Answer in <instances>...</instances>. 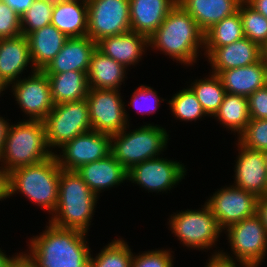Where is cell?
I'll use <instances>...</instances> for the list:
<instances>
[{"label": "cell", "mask_w": 267, "mask_h": 267, "mask_svg": "<svg viewBox=\"0 0 267 267\" xmlns=\"http://www.w3.org/2000/svg\"><path fill=\"white\" fill-rule=\"evenodd\" d=\"M237 140L249 149L267 153V119H250Z\"/></svg>", "instance_id": "d590c367"}, {"label": "cell", "mask_w": 267, "mask_h": 267, "mask_svg": "<svg viewBox=\"0 0 267 267\" xmlns=\"http://www.w3.org/2000/svg\"><path fill=\"white\" fill-rule=\"evenodd\" d=\"M22 121L9 125L0 155V164L9 172L42 162L54 155L47 144L43 121Z\"/></svg>", "instance_id": "5b68a950"}, {"label": "cell", "mask_w": 267, "mask_h": 267, "mask_svg": "<svg viewBox=\"0 0 267 267\" xmlns=\"http://www.w3.org/2000/svg\"><path fill=\"white\" fill-rule=\"evenodd\" d=\"M168 104L175 118L181 121L192 122L208 116L189 87L176 92Z\"/></svg>", "instance_id": "d6a6232c"}, {"label": "cell", "mask_w": 267, "mask_h": 267, "mask_svg": "<svg viewBox=\"0 0 267 267\" xmlns=\"http://www.w3.org/2000/svg\"><path fill=\"white\" fill-rule=\"evenodd\" d=\"M131 31L148 38L159 28L177 0H129Z\"/></svg>", "instance_id": "7402d4cb"}, {"label": "cell", "mask_w": 267, "mask_h": 267, "mask_svg": "<svg viewBox=\"0 0 267 267\" xmlns=\"http://www.w3.org/2000/svg\"><path fill=\"white\" fill-rule=\"evenodd\" d=\"M20 17L31 7L34 0H2Z\"/></svg>", "instance_id": "b9f144b4"}, {"label": "cell", "mask_w": 267, "mask_h": 267, "mask_svg": "<svg viewBox=\"0 0 267 267\" xmlns=\"http://www.w3.org/2000/svg\"><path fill=\"white\" fill-rule=\"evenodd\" d=\"M261 59L267 66V42L261 46Z\"/></svg>", "instance_id": "f907efd6"}, {"label": "cell", "mask_w": 267, "mask_h": 267, "mask_svg": "<svg viewBox=\"0 0 267 267\" xmlns=\"http://www.w3.org/2000/svg\"><path fill=\"white\" fill-rule=\"evenodd\" d=\"M210 75L207 78L195 79L189 88L196 95L208 117L213 118L223 102L226 91L220 78L212 73Z\"/></svg>", "instance_id": "4dcf8cb0"}, {"label": "cell", "mask_w": 267, "mask_h": 267, "mask_svg": "<svg viewBox=\"0 0 267 267\" xmlns=\"http://www.w3.org/2000/svg\"><path fill=\"white\" fill-rule=\"evenodd\" d=\"M233 185L253 193L258 198L267 195V153L253 150L242 145L238 140Z\"/></svg>", "instance_id": "2e32d148"}, {"label": "cell", "mask_w": 267, "mask_h": 267, "mask_svg": "<svg viewBox=\"0 0 267 267\" xmlns=\"http://www.w3.org/2000/svg\"><path fill=\"white\" fill-rule=\"evenodd\" d=\"M46 1L52 6H56L63 2H77V3H83V4L88 3V0H46Z\"/></svg>", "instance_id": "681fc988"}, {"label": "cell", "mask_w": 267, "mask_h": 267, "mask_svg": "<svg viewBox=\"0 0 267 267\" xmlns=\"http://www.w3.org/2000/svg\"><path fill=\"white\" fill-rule=\"evenodd\" d=\"M4 250H1L0 248V267H9L11 265V263L21 254V252L15 253L16 255L12 257H8L5 253L6 252H2Z\"/></svg>", "instance_id": "7dc6e473"}, {"label": "cell", "mask_w": 267, "mask_h": 267, "mask_svg": "<svg viewBox=\"0 0 267 267\" xmlns=\"http://www.w3.org/2000/svg\"><path fill=\"white\" fill-rule=\"evenodd\" d=\"M1 116V115H0ZM10 123L7 122V119L5 120V117H0V155L2 153V150L4 148V143L8 131Z\"/></svg>", "instance_id": "bcb514c9"}, {"label": "cell", "mask_w": 267, "mask_h": 267, "mask_svg": "<svg viewBox=\"0 0 267 267\" xmlns=\"http://www.w3.org/2000/svg\"><path fill=\"white\" fill-rule=\"evenodd\" d=\"M250 119H267V85L248 97Z\"/></svg>", "instance_id": "ab89813d"}, {"label": "cell", "mask_w": 267, "mask_h": 267, "mask_svg": "<svg viewBox=\"0 0 267 267\" xmlns=\"http://www.w3.org/2000/svg\"><path fill=\"white\" fill-rule=\"evenodd\" d=\"M128 69L96 48L87 71L88 87L92 89L120 90Z\"/></svg>", "instance_id": "484cf974"}, {"label": "cell", "mask_w": 267, "mask_h": 267, "mask_svg": "<svg viewBox=\"0 0 267 267\" xmlns=\"http://www.w3.org/2000/svg\"><path fill=\"white\" fill-rule=\"evenodd\" d=\"M238 11L241 15L244 36L260 47L267 42V18L243 0Z\"/></svg>", "instance_id": "836d02e7"}, {"label": "cell", "mask_w": 267, "mask_h": 267, "mask_svg": "<svg viewBox=\"0 0 267 267\" xmlns=\"http://www.w3.org/2000/svg\"><path fill=\"white\" fill-rule=\"evenodd\" d=\"M5 90H6V88L0 83V94L3 93V91H5Z\"/></svg>", "instance_id": "816d5d0a"}, {"label": "cell", "mask_w": 267, "mask_h": 267, "mask_svg": "<svg viewBox=\"0 0 267 267\" xmlns=\"http://www.w3.org/2000/svg\"><path fill=\"white\" fill-rule=\"evenodd\" d=\"M97 199L76 171L61 169L58 202L49 222L55 227L88 233Z\"/></svg>", "instance_id": "3957f363"}, {"label": "cell", "mask_w": 267, "mask_h": 267, "mask_svg": "<svg viewBox=\"0 0 267 267\" xmlns=\"http://www.w3.org/2000/svg\"><path fill=\"white\" fill-rule=\"evenodd\" d=\"M26 37L33 66L35 70L42 71L68 40V37L52 24L37 29Z\"/></svg>", "instance_id": "cb8c5ba5"}, {"label": "cell", "mask_w": 267, "mask_h": 267, "mask_svg": "<svg viewBox=\"0 0 267 267\" xmlns=\"http://www.w3.org/2000/svg\"><path fill=\"white\" fill-rule=\"evenodd\" d=\"M217 76L226 93L249 97L267 85V66L260 59L251 65L223 70Z\"/></svg>", "instance_id": "603a6c76"}, {"label": "cell", "mask_w": 267, "mask_h": 267, "mask_svg": "<svg viewBox=\"0 0 267 267\" xmlns=\"http://www.w3.org/2000/svg\"><path fill=\"white\" fill-rule=\"evenodd\" d=\"M10 85L19 108L29 117L27 120L43 121L53 109L50 84L44 71L36 70Z\"/></svg>", "instance_id": "9a60e30c"}, {"label": "cell", "mask_w": 267, "mask_h": 267, "mask_svg": "<svg viewBox=\"0 0 267 267\" xmlns=\"http://www.w3.org/2000/svg\"><path fill=\"white\" fill-rule=\"evenodd\" d=\"M76 172L98 197L105 189L128 182V171L111 154L81 166Z\"/></svg>", "instance_id": "44dd1931"}, {"label": "cell", "mask_w": 267, "mask_h": 267, "mask_svg": "<svg viewBox=\"0 0 267 267\" xmlns=\"http://www.w3.org/2000/svg\"><path fill=\"white\" fill-rule=\"evenodd\" d=\"M120 94V90L89 88L86 100L92 130L113 135L128 127L131 119Z\"/></svg>", "instance_id": "30bf717a"}, {"label": "cell", "mask_w": 267, "mask_h": 267, "mask_svg": "<svg viewBox=\"0 0 267 267\" xmlns=\"http://www.w3.org/2000/svg\"><path fill=\"white\" fill-rule=\"evenodd\" d=\"M10 172L1 164L0 166V201L10 198L9 193Z\"/></svg>", "instance_id": "60d3db41"}, {"label": "cell", "mask_w": 267, "mask_h": 267, "mask_svg": "<svg viewBox=\"0 0 267 267\" xmlns=\"http://www.w3.org/2000/svg\"><path fill=\"white\" fill-rule=\"evenodd\" d=\"M60 170L55 155L42 162L12 170L10 197L20 192L52 215L58 202Z\"/></svg>", "instance_id": "277c9868"}, {"label": "cell", "mask_w": 267, "mask_h": 267, "mask_svg": "<svg viewBox=\"0 0 267 267\" xmlns=\"http://www.w3.org/2000/svg\"><path fill=\"white\" fill-rule=\"evenodd\" d=\"M43 123L50 150L61 148L76 136L92 130L88 102L82 99L55 104Z\"/></svg>", "instance_id": "9c48e42d"}, {"label": "cell", "mask_w": 267, "mask_h": 267, "mask_svg": "<svg viewBox=\"0 0 267 267\" xmlns=\"http://www.w3.org/2000/svg\"><path fill=\"white\" fill-rule=\"evenodd\" d=\"M97 43L89 36L68 38L60 52L43 70L45 73L80 71L87 74Z\"/></svg>", "instance_id": "d6986e66"}, {"label": "cell", "mask_w": 267, "mask_h": 267, "mask_svg": "<svg viewBox=\"0 0 267 267\" xmlns=\"http://www.w3.org/2000/svg\"><path fill=\"white\" fill-rule=\"evenodd\" d=\"M88 31L96 43L131 31L129 0H88Z\"/></svg>", "instance_id": "8fae6325"}, {"label": "cell", "mask_w": 267, "mask_h": 267, "mask_svg": "<svg viewBox=\"0 0 267 267\" xmlns=\"http://www.w3.org/2000/svg\"><path fill=\"white\" fill-rule=\"evenodd\" d=\"M149 46L165 56L186 65H194L204 50V33L196 21L180 5L165 17L159 28L149 37Z\"/></svg>", "instance_id": "7a4b0ae2"}, {"label": "cell", "mask_w": 267, "mask_h": 267, "mask_svg": "<svg viewBox=\"0 0 267 267\" xmlns=\"http://www.w3.org/2000/svg\"><path fill=\"white\" fill-rule=\"evenodd\" d=\"M186 168L182 162L157 157L134 165L128 171V180L149 192L167 193L185 179Z\"/></svg>", "instance_id": "5bb4252c"}, {"label": "cell", "mask_w": 267, "mask_h": 267, "mask_svg": "<svg viewBox=\"0 0 267 267\" xmlns=\"http://www.w3.org/2000/svg\"><path fill=\"white\" fill-rule=\"evenodd\" d=\"M253 9L267 18V0H245Z\"/></svg>", "instance_id": "f6af8a7d"}, {"label": "cell", "mask_w": 267, "mask_h": 267, "mask_svg": "<svg viewBox=\"0 0 267 267\" xmlns=\"http://www.w3.org/2000/svg\"><path fill=\"white\" fill-rule=\"evenodd\" d=\"M20 35L21 17L0 0V38H14Z\"/></svg>", "instance_id": "f35d334b"}, {"label": "cell", "mask_w": 267, "mask_h": 267, "mask_svg": "<svg viewBox=\"0 0 267 267\" xmlns=\"http://www.w3.org/2000/svg\"><path fill=\"white\" fill-rule=\"evenodd\" d=\"M30 64L31 72L36 71L30 56L29 43L25 35L14 38H0V83L9 88L18 81ZM21 74V75H20ZM9 86V87H8Z\"/></svg>", "instance_id": "ac0fdd59"}, {"label": "cell", "mask_w": 267, "mask_h": 267, "mask_svg": "<svg viewBox=\"0 0 267 267\" xmlns=\"http://www.w3.org/2000/svg\"><path fill=\"white\" fill-rule=\"evenodd\" d=\"M213 117L239 136L250 121L248 97L226 93Z\"/></svg>", "instance_id": "f1b7e54d"}, {"label": "cell", "mask_w": 267, "mask_h": 267, "mask_svg": "<svg viewBox=\"0 0 267 267\" xmlns=\"http://www.w3.org/2000/svg\"><path fill=\"white\" fill-rule=\"evenodd\" d=\"M9 267H32L31 263L21 253Z\"/></svg>", "instance_id": "c3c4849f"}, {"label": "cell", "mask_w": 267, "mask_h": 267, "mask_svg": "<svg viewBox=\"0 0 267 267\" xmlns=\"http://www.w3.org/2000/svg\"><path fill=\"white\" fill-rule=\"evenodd\" d=\"M244 32L239 11L225 17L204 33V48H217L243 39Z\"/></svg>", "instance_id": "f546056e"}, {"label": "cell", "mask_w": 267, "mask_h": 267, "mask_svg": "<svg viewBox=\"0 0 267 267\" xmlns=\"http://www.w3.org/2000/svg\"><path fill=\"white\" fill-rule=\"evenodd\" d=\"M45 227L30 238L29 251L22 252L32 267H89L92 251L87 245V233L55 227L50 222Z\"/></svg>", "instance_id": "6da1fadb"}, {"label": "cell", "mask_w": 267, "mask_h": 267, "mask_svg": "<svg viewBox=\"0 0 267 267\" xmlns=\"http://www.w3.org/2000/svg\"><path fill=\"white\" fill-rule=\"evenodd\" d=\"M205 58L210 62L212 74L218 75L223 70L244 67L261 59V47L244 37L231 44L204 48Z\"/></svg>", "instance_id": "e0dca14e"}, {"label": "cell", "mask_w": 267, "mask_h": 267, "mask_svg": "<svg viewBox=\"0 0 267 267\" xmlns=\"http://www.w3.org/2000/svg\"><path fill=\"white\" fill-rule=\"evenodd\" d=\"M170 249H155L133 254L131 267H174Z\"/></svg>", "instance_id": "74e56055"}, {"label": "cell", "mask_w": 267, "mask_h": 267, "mask_svg": "<svg viewBox=\"0 0 267 267\" xmlns=\"http://www.w3.org/2000/svg\"><path fill=\"white\" fill-rule=\"evenodd\" d=\"M230 243L231 253L215 249L210 258L219 257L224 261L235 263L244 267H259L267 253V231L260 217L256 214L236 222L223 230ZM236 256V257H234ZM237 260V261H236Z\"/></svg>", "instance_id": "52a82bcc"}, {"label": "cell", "mask_w": 267, "mask_h": 267, "mask_svg": "<svg viewBox=\"0 0 267 267\" xmlns=\"http://www.w3.org/2000/svg\"><path fill=\"white\" fill-rule=\"evenodd\" d=\"M88 6L77 2H63L54 6L51 24L68 38L87 36Z\"/></svg>", "instance_id": "83f0119b"}, {"label": "cell", "mask_w": 267, "mask_h": 267, "mask_svg": "<svg viewBox=\"0 0 267 267\" xmlns=\"http://www.w3.org/2000/svg\"><path fill=\"white\" fill-rule=\"evenodd\" d=\"M133 252L123 238L105 245L95 258L90 253L89 267H131Z\"/></svg>", "instance_id": "1f68e13d"}, {"label": "cell", "mask_w": 267, "mask_h": 267, "mask_svg": "<svg viewBox=\"0 0 267 267\" xmlns=\"http://www.w3.org/2000/svg\"><path fill=\"white\" fill-rule=\"evenodd\" d=\"M54 6L46 0H34L31 7L21 16L22 35L29 33L51 24Z\"/></svg>", "instance_id": "e575fe53"}, {"label": "cell", "mask_w": 267, "mask_h": 267, "mask_svg": "<svg viewBox=\"0 0 267 267\" xmlns=\"http://www.w3.org/2000/svg\"><path fill=\"white\" fill-rule=\"evenodd\" d=\"M205 203L222 230L257 214L258 197L234 185L217 189Z\"/></svg>", "instance_id": "7c38bea8"}, {"label": "cell", "mask_w": 267, "mask_h": 267, "mask_svg": "<svg viewBox=\"0 0 267 267\" xmlns=\"http://www.w3.org/2000/svg\"><path fill=\"white\" fill-rule=\"evenodd\" d=\"M244 267L243 265H238L237 263L227 262L222 260L219 257L210 258L208 262H206L205 267Z\"/></svg>", "instance_id": "ee69618b"}, {"label": "cell", "mask_w": 267, "mask_h": 267, "mask_svg": "<svg viewBox=\"0 0 267 267\" xmlns=\"http://www.w3.org/2000/svg\"><path fill=\"white\" fill-rule=\"evenodd\" d=\"M198 210L187 209L170 215V230L183 246L192 250H210L216 247L223 230L219 227L210 207L204 203Z\"/></svg>", "instance_id": "ba28073f"}, {"label": "cell", "mask_w": 267, "mask_h": 267, "mask_svg": "<svg viewBox=\"0 0 267 267\" xmlns=\"http://www.w3.org/2000/svg\"><path fill=\"white\" fill-rule=\"evenodd\" d=\"M52 100L55 104L86 99L88 94L87 74L80 71L46 73Z\"/></svg>", "instance_id": "4316f807"}, {"label": "cell", "mask_w": 267, "mask_h": 267, "mask_svg": "<svg viewBox=\"0 0 267 267\" xmlns=\"http://www.w3.org/2000/svg\"><path fill=\"white\" fill-rule=\"evenodd\" d=\"M60 149L59 154L54 151L59 167L76 171L81 166L101 160L110 154L111 135L90 130L76 136Z\"/></svg>", "instance_id": "4fadbf2b"}, {"label": "cell", "mask_w": 267, "mask_h": 267, "mask_svg": "<svg viewBox=\"0 0 267 267\" xmlns=\"http://www.w3.org/2000/svg\"><path fill=\"white\" fill-rule=\"evenodd\" d=\"M147 47L149 49V38L133 31L105 37L97 42L98 50L126 68L138 64Z\"/></svg>", "instance_id": "ffe728a7"}, {"label": "cell", "mask_w": 267, "mask_h": 267, "mask_svg": "<svg viewBox=\"0 0 267 267\" xmlns=\"http://www.w3.org/2000/svg\"><path fill=\"white\" fill-rule=\"evenodd\" d=\"M257 215L260 217L267 231V195L258 199Z\"/></svg>", "instance_id": "7bdbcfd3"}, {"label": "cell", "mask_w": 267, "mask_h": 267, "mask_svg": "<svg viewBox=\"0 0 267 267\" xmlns=\"http://www.w3.org/2000/svg\"><path fill=\"white\" fill-rule=\"evenodd\" d=\"M157 91L153 87L147 85H140L134 90L131 96L130 105L133 109H136L141 114H153L156 113L160 103L164 101L162 98H158ZM160 102V103H159Z\"/></svg>", "instance_id": "8d00e7d4"}, {"label": "cell", "mask_w": 267, "mask_h": 267, "mask_svg": "<svg viewBox=\"0 0 267 267\" xmlns=\"http://www.w3.org/2000/svg\"><path fill=\"white\" fill-rule=\"evenodd\" d=\"M243 0H177L203 33L225 17L233 15Z\"/></svg>", "instance_id": "d4e9b609"}, {"label": "cell", "mask_w": 267, "mask_h": 267, "mask_svg": "<svg viewBox=\"0 0 267 267\" xmlns=\"http://www.w3.org/2000/svg\"><path fill=\"white\" fill-rule=\"evenodd\" d=\"M111 135L110 154L129 171L134 165L160 157L167 149L169 134L159 125L147 124ZM128 128V129H127ZM127 132V133H126Z\"/></svg>", "instance_id": "8992f818"}]
</instances>
